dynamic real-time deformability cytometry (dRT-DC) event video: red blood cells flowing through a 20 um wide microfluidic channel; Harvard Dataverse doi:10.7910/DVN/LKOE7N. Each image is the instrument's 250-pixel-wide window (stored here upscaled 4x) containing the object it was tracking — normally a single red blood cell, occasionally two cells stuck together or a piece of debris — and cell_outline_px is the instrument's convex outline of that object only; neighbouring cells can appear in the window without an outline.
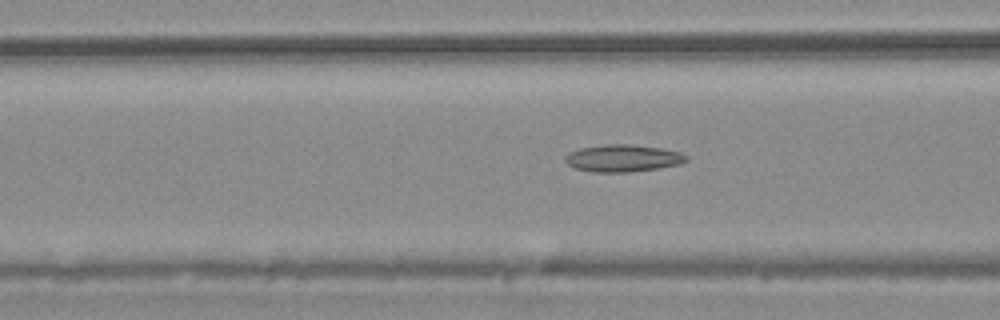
{"species": "common noctule bat (a hibernating species)", "species_latin": "Nyctalus noctula", "temperature_condition": "warm", "stored_images_in_passage": 55, "camera_frame_rate_fps": 3000, "um_per_image_px": 0.085, "animal": {"sex": "male", "body_mass_g": 20.4}, "frame": {"image": 1, "passage_image": 22, "time_ms": 7.0, "image_size_px": [1000, 320], "cell_outline_px": [[688, 160], [684, 164], [660, 168], [628, 172], [592, 172], [576, 168], [568, 164], [564, 160], [564, 156], [580, 148], [604, 144], [628, 144], [664, 148], [680, 152], [688, 156]], "centroid_in_image_um": [53.01, 13.45], "position_along_channel_um": 113.6, "area_um2": 19.36}}
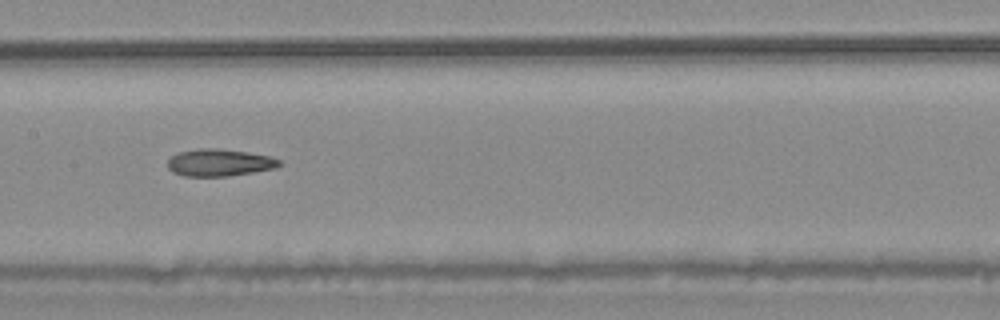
{"frame": {"image": 2, "passage_image": 28, "time_ms": 9.0, "image_size_px": [1000, 320], "cell_outline_px": [[284, 164], [276, 168], [228, 176], [184, 176], [172, 172], [168, 168], [168, 160], [172, 156], [180, 152], [196, 148], [216, 148], [248, 152], [268, 156], [280, 160]], "centroid_in_image_um": [18.65, 13.82], "position_along_channel_um": 188.7, "area_um2": 17.69}}
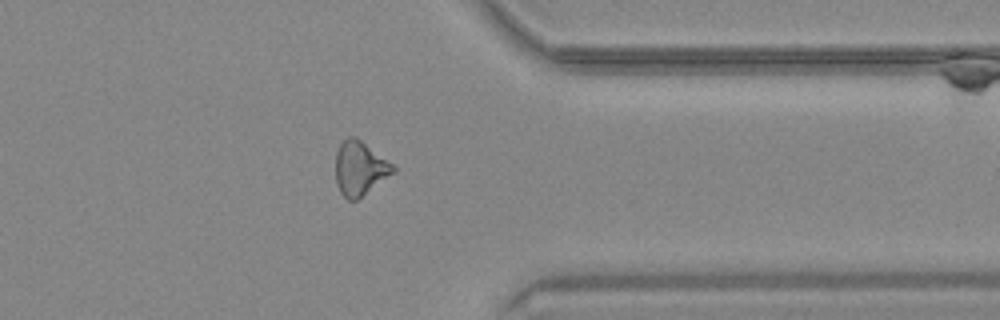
{"frame": {"image": 3, "passage_image": 44, "time_ms": 14.333, "image_size_px": [1000, 320], "cell_outline_px": [[396, 172], [356, 200], [348, 200], [340, 192], [336, 184], [336, 152], [340, 144], [348, 136], [356, 136], [392, 164], [396, 168]], "centroid_in_image_um": [30.58, 14.31], "position_along_channel_um": 380.8, "area_um2": 18.03}, "authors_computed_cell_mechanics": {"area_um2": 18.9006, "velocity_mm_per_s": 3.7435, "shape_relaxation_time_tau1_ms": null, "shape_relaxation_time_tau2_ms": 9.6871, "deformation_change_tau1": null, "deformation_change_tau2": 0.2254}}